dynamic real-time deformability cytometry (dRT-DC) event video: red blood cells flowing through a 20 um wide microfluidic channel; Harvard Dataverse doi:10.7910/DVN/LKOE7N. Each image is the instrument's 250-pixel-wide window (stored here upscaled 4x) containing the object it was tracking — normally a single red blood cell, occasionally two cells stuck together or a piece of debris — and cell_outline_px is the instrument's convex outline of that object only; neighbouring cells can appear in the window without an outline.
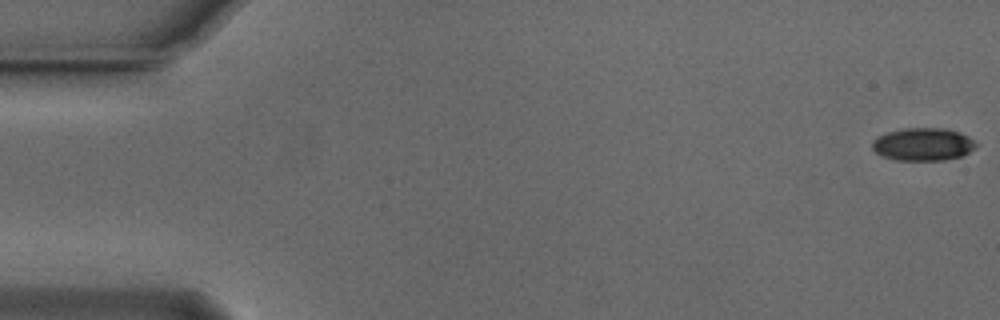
{"species": "Egyptian fruit bat (a non-hibernating species)", "species_latin": "Rousettus aegyptiacus", "temperature_condition": "cold", "stored_images_in_passage": 10, "camera_frame_rate_fps": 3000, "um_per_image_px": 0.085, "animal": {"sex": "male"}, "frame": {"image": 1, "passage_image": 1, "time_ms": 0.0, "image_size_px": [1000, 320], "cell_outline_px": [[980, 144], [968, 152], [960, 156], [944, 160], [896, 160], [884, 156], [876, 152], [872, 148], [872, 140], [876, 136], [888, 132], [904, 128], [948, 128], [960, 132], [968, 136]], "centroid_in_image_um": [78.47, 12.25], "position_along_channel_um": 6.5, "area_um2": 19.94}}